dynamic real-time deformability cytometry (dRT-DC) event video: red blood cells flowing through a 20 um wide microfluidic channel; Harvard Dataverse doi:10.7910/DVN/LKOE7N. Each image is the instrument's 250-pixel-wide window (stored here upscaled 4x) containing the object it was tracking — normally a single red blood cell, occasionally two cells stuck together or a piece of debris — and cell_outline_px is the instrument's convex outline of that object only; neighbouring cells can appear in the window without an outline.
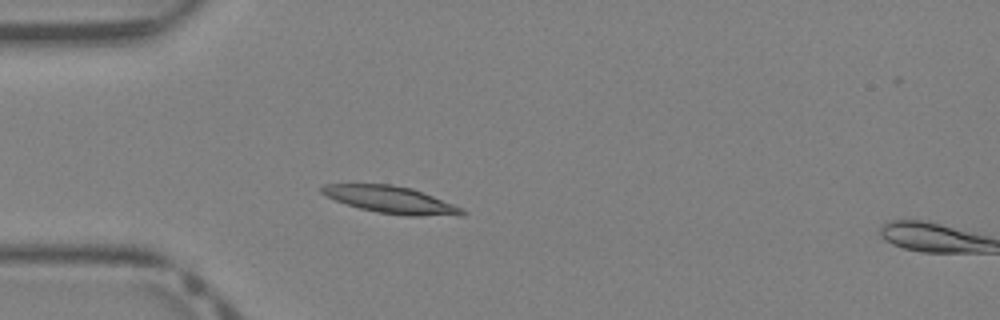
{"species": "Egyptian fruit bat (a non-hibernating species)", "species_latin": "Rousettus aegyptiacus", "temperature_condition": "warm", "stored_images_in_passage": 3, "camera_frame_rate_fps": 3000, "um_per_image_px": 0.085, "animal": {"sex": "female"}, "frame": {"image": 1, "passage_image": 2, "time_ms": 0.333, "image_size_px": [1000, 320], "cell_outline_px": [[468, 212], [460, 216], [408, 216], [380, 212], [360, 208], [336, 200], [320, 192], [320, 188], [324, 184], [392, 184], [412, 188], [464, 208]], "centroid_in_image_um": [33.3, 16.98], "position_along_channel_um": 51.7, "area_um2": 22.08}}